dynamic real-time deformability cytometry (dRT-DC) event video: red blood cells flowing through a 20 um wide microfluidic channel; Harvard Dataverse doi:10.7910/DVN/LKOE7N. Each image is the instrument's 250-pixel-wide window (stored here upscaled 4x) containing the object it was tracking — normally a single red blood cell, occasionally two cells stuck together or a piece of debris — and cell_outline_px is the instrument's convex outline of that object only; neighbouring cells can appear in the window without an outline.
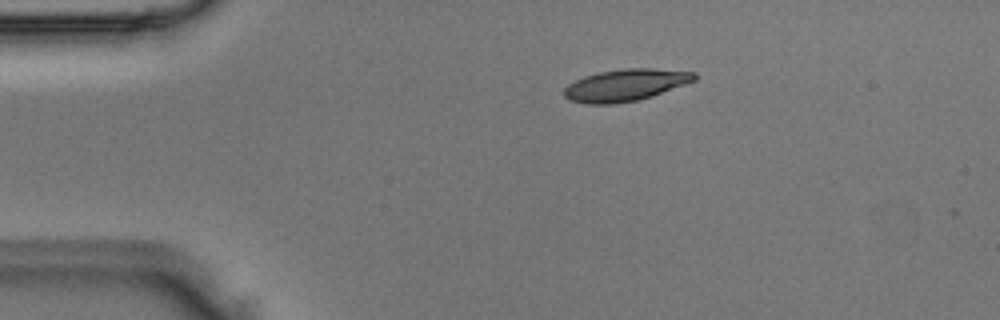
{"species": "Egyptian fruit bat (a non-hibernating species)", "species_latin": "Rousettus aegyptiacus", "temperature_condition": "room temperature", "stored_images_in_passage": 4, "camera_frame_rate_fps": 3000, "um_per_image_px": 0.085, "animal": {"sex": "male"}, "frame": {"image": 1, "passage_image": 2, "time_ms": 0.333, "image_size_px": [1000, 320], "cell_outline_px": [[696, 80], [652, 96], [636, 100], [612, 104], [588, 104], [568, 100], [564, 96], [564, 88], [568, 84], [584, 76], [600, 72], [624, 68], [652, 68], [696, 72]], "centroid_in_image_um": [53.15, 7.23], "position_along_channel_um": 31.8, "area_um2": 24.16}}